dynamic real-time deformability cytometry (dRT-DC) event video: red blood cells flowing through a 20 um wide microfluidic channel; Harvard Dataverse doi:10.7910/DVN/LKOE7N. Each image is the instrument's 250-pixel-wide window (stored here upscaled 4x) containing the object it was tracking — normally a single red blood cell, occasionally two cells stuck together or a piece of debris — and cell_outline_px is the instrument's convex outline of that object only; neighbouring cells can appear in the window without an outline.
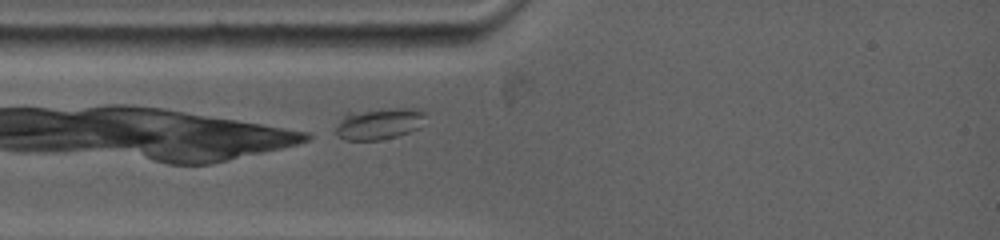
{"species": "common noctule bat (a hibernating species)", "species_latin": "Nyctalus noctula", "temperature_condition": "warm", "stored_images_in_passage": 48, "camera_frame_rate_fps": 5000, "um_per_image_px": 0.085, "animal": {"sex": "female", "body_mass_g": 19.0, "forearm_length_mm": 53.3}, "frame": {"image": 1, "passage_image": 2, "time_ms": 0.2, "image_size_px": [1000, 240], "cell_outline_px": [[424, 116], [420, 128], [396, 136], [380, 140], [344, 140], [336, 136], [336, 128], [340, 120], [348, 112], [388, 108], [412, 108], [424, 112]], "centroid_in_image_um": [32.19, 10.52], "position_along_channel_um": 52.8, "area_um2": 16.42}}
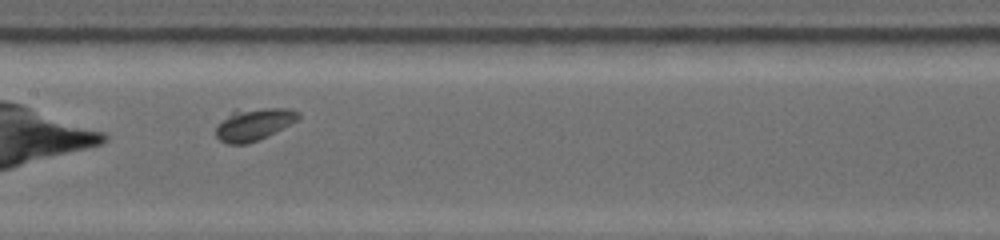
{"frame": {"image": 2, "passage_image": 16, "time_ms": 3.8, "image_size_px": [1000, 240], "cell_outline_px": [[300, 116], [296, 120], [268, 136], [248, 144], [228, 144], [220, 140], [216, 136], [216, 124], [236, 108], [288, 108], [300, 112]], "centroid_in_image_um": [21.54, 10.55], "position_along_channel_um": 185.9, "area_um2": 15.66}}
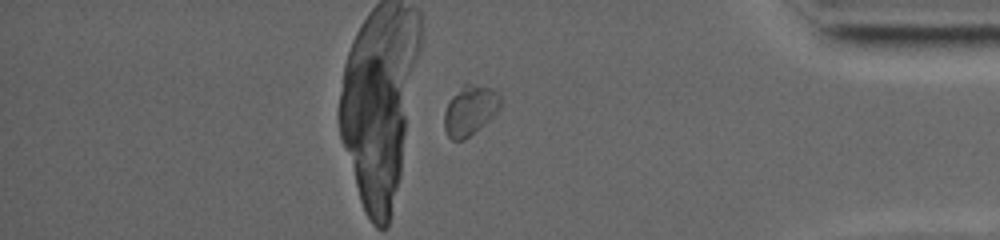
{"frame": {"image": 3, "passage_image": 42, "time_ms": 10.2, "image_size_px": [1000, 240], "cell_outline_px": [[500, 104], [496, 112], [488, 120], [464, 140], [452, 140], [448, 136], [444, 128], [444, 112], [452, 96], [464, 84], [468, 84], [492, 88], [500, 96]], "centroid_in_image_um": [39.92, 9.39], "position_along_channel_um": 395.3, "area_um2": 15.84}}